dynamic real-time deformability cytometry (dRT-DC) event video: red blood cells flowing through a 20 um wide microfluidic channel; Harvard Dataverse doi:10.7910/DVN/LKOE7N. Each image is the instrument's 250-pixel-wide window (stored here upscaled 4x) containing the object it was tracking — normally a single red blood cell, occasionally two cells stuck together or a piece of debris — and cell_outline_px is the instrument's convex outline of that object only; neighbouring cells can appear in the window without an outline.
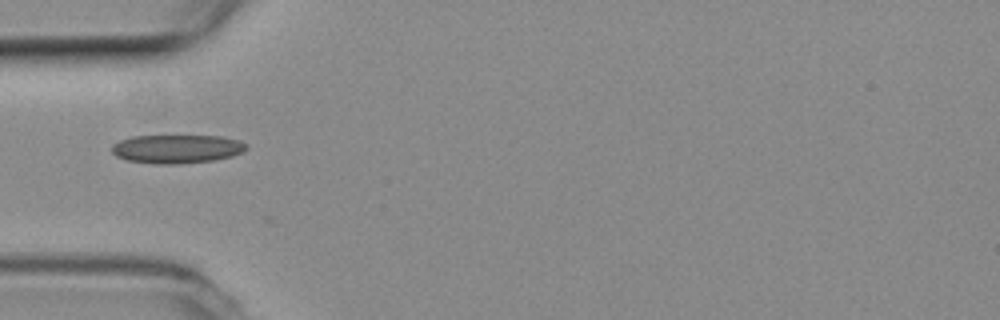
{"species": "common noctule bat (a hibernating species)", "species_latin": "Nyctalus noctula", "temperature_condition": "room temperature", "stored_images_in_passage": 35, "camera_frame_rate_fps": 3000, "um_per_image_px": 0.085, "animal": {"sex": "female", "body_mass_g": 19.3, "forearm_length_mm": 54.1}, "frame": {"image": 1, "passage_image": 1, "time_ms": 0.0, "image_size_px": [1000, 320], "cell_outline_px": [[248, 148], [244, 152], [232, 156], [212, 160], [172, 164], [156, 164], [128, 160], [116, 156], [112, 152], [112, 144], [120, 140], [132, 136], [220, 136], [240, 140], [248, 144]], "centroid_in_image_um": [15.06, 12.65], "position_along_channel_um": 69.9, "area_um2": 22.43}}
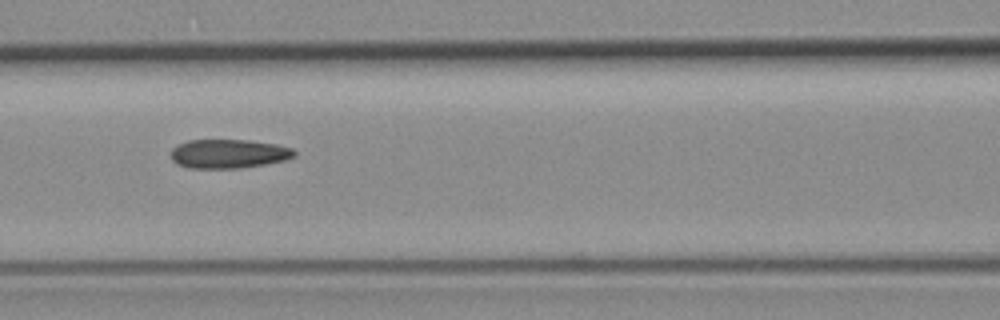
{"frame": {"image": 2, "passage_image": 7, "time_ms": 2.0, "image_size_px": [1000, 320], "cell_outline_px": [[296, 156], [284, 160], [264, 164], [240, 168], [188, 168], [176, 164], [172, 160], [172, 148], [188, 140], [248, 140], [276, 144], [292, 148], [296, 152]], "centroid_in_image_um": [19.43, 13.07], "position_along_channel_um": 147.2, "area_um2": 20.81}}
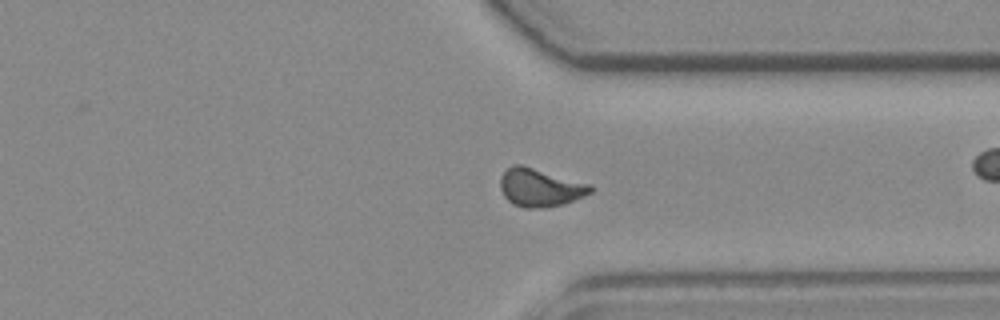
{"frame": {"image": 3, "passage_image": 21, "time_ms": 6.667, "image_size_px": [1000, 320], "cell_outline_px": [[596, 188], [592, 192], [584, 196], [560, 204], [544, 208], [524, 208], [512, 204], [504, 196], [500, 188], [500, 176], [512, 164], [520, 164], [592, 184]], "centroid_in_image_um": [45.91, 15.94], "position_along_channel_um": 365.5, "area_um2": 20.11}, "authors_computed_cell_mechanics": {"area_um2": 18.9584, "velocity_mm_per_s": 3.823, "shape_relaxation_time_tau1_ms": 4.7324, "shape_relaxation_time_tau2_ms": 0.4778, "deformation_change_tau1": 0.1498, "deformation_change_tau2": 0.0571}}